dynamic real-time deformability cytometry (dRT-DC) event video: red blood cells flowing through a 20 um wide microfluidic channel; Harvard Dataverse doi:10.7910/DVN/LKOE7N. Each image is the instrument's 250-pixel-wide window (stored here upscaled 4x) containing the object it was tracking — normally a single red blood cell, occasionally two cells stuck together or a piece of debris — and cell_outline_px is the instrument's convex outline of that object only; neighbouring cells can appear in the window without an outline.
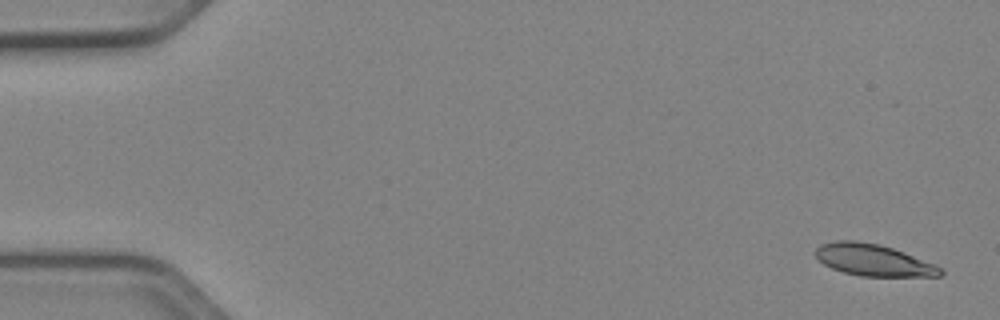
{"species": "Egyptian fruit bat (a non-hibernating species)", "species_latin": "Rousettus aegyptiacus", "temperature_condition": "cold", "stored_images_in_passage": 52, "camera_frame_rate_fps": 3000, "um_per_image_px": 0.085, "animal": {"sex": "female"}, "frame": {"image": 1, "passage_image": 2, "time_ms": 0.333, "image_size_px": [1000, 320], "cell_outline_px": [[944, 272], [940, 276], [860, 276], [844, 272], [832, 268], [824, 264], [816, 256], [816, 248], [820, 244], [836, 240], [856, 240], [880, 244], [904, 252], [936, 264]], "centroid_in_image_um": [74.24, 22.09], "position_along_channel_um": 10.8, "area_um2": 23.06}}
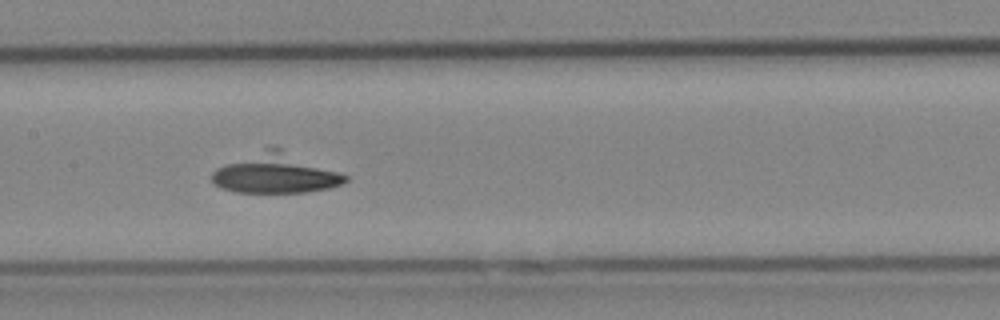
{"frame": {"image": 2, "passage_image": 26, "time_ms": 8.333, "image_size_px": [1000, 320], "cell_outline_px": [[348, 180], [340, 184], [328, 188], [304, 192], [236, 192], [220, 188], [212, 184], [212, 172], [216, 168], [264, 148], [280, 148], [348, 176]], "centroid_in_image_um": [23.38, 14.76], "position_along_channel_um": 184.0, "area_um2": 30.23}}
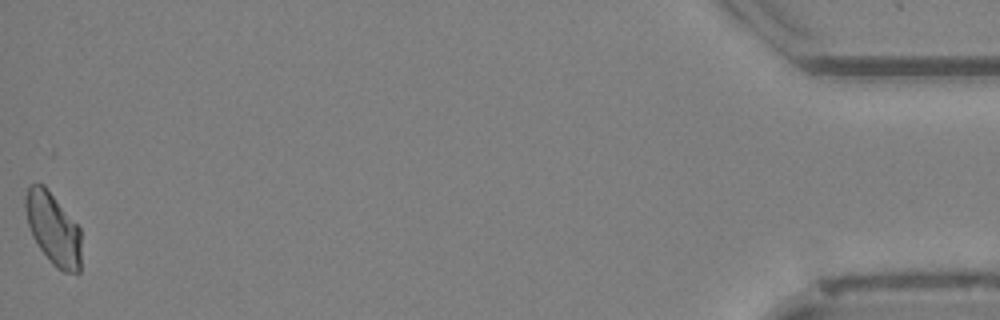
{"frame": {"image": 3, "passage_image": 52, "time_ms": 17.0, "image_size_px": [1000, 320], "cell_outline_px": [[80, 272], [76, 276], [64, 272], [56, 268], [52, 264], [40, 248], [32, 236], [28, 224], [24, 204], [24, 200], [28, 188], [32, 184], [44, 184], [80, 228]], "centroid_in_image_um": [4.53, 19.48], "position_along_channel_um": 430.7, "area_um2": 23.47}}